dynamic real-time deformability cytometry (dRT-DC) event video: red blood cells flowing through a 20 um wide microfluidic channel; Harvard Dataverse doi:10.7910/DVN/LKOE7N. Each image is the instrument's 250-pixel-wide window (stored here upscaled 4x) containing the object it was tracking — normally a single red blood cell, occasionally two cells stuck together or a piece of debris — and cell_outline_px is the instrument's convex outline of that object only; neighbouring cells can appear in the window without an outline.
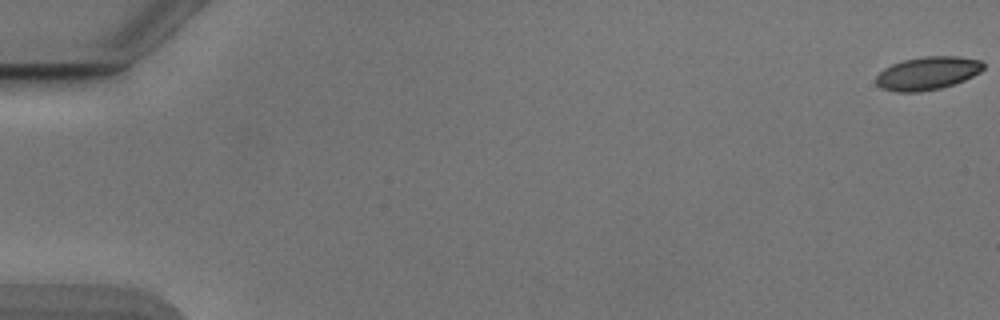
{"species": "Egyptian fruit bat (a non-hibernating species)", "species_latin": "Rousettus aegyptiacus", "temperature_condition": "cold", "stored_images_in_passage": 54, "camera_frame_rate_fps": 3000, "um_per_image_px": 0.085, "animal": {"sex": "male"}, "frame": {"image": 1, "passage_image": 1, "time_ms": 0.0, "image_size_px": [1000, 320], "cell_outline_px": [[984, 68], [980, 72], [964, 80], [940, 88], [920, 92], [896, 92], [880, 88], [876, 84], [876, 76], [884, 68], [892, 64], [904, 60], [924, 56], [960, 56], [980, 60], [984, 64]], "centroid_in_image_um": [78.83, 6.22], "position_along_channel_um": 6.2, "area_um2": 20.75}}
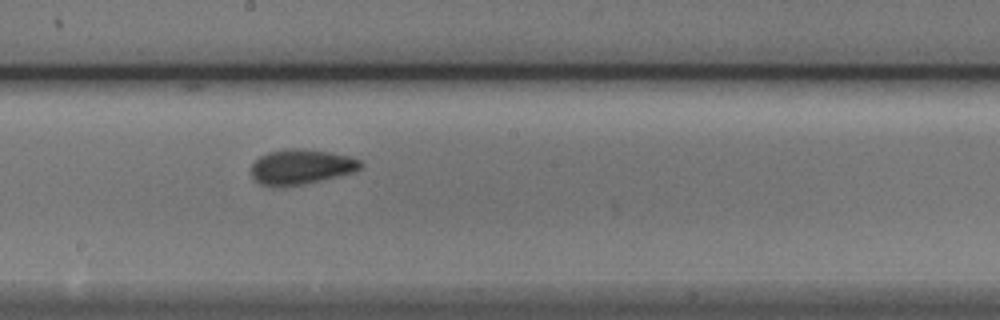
{"frame": {"image": 2, "passage_image": 31, "time_ms": 10.0, "image_size_px": [1000, 320], "cell_outline_px": [[364, 164], [360, 168], [352, 172], [304, 184], [272, 188], [260, 184], [252, 176], [252, 164], [260, 156], [268, 152], [284, 148], [304, 148], [352, 156], [360, 160]], "centroid_in_image_um": [25.57, 14.17], "position_along_channel_um": 222.6, "area_um2": 22.48}}
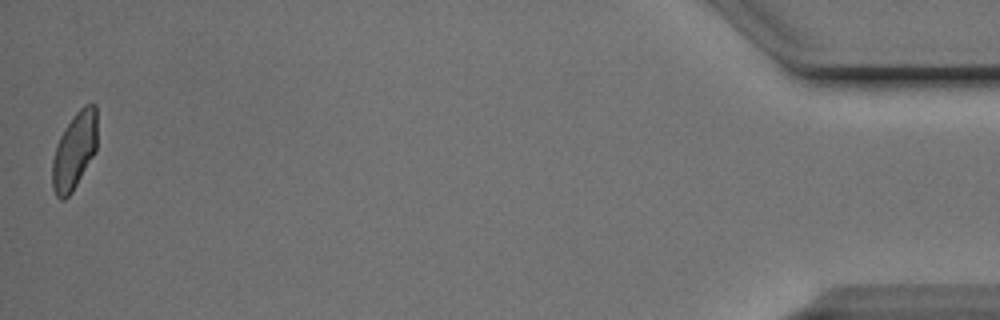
{"frame": {"image": 3, "passage_image": 54, "time_ms": 17.667, "image_size_px": [1000, 320], "cell_outline_px": [[96, 152], [72, 192], [64, 200], [60, 200], [56, 196], [52, 188], [52, 160], [56, 144], [60, 136], [76, 112], [84, 104], [96, 104]], "centroid_in_image_um": [6.31, 12.85], "position_along_channel_um": 428.9, "area_um2": 20.17}, "authors_computed_cell_mechanics": {"area_um2": 21.2415, "velocity_mm_per_s": 3.8676, "shape_relaxation_time_tau1_ms": 4.6851, "shape_relaxation_time_tau2_ms": 1.1617, "deformation_change_tau1": 0.1249, "deformation_change_tau2": 0.0663}}